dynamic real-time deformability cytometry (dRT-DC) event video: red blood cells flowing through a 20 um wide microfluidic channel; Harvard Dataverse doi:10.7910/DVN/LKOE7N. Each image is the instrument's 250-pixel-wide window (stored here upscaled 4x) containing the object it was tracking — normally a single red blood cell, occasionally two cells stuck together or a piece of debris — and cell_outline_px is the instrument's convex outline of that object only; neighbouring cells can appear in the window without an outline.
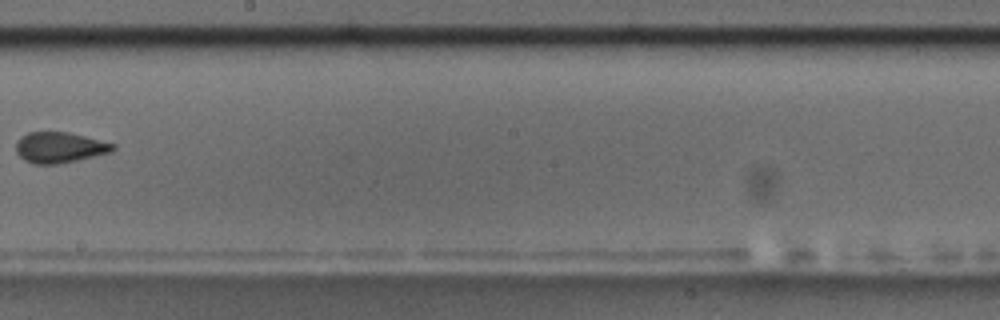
{"species": "common noctule bat (a hibernating species)", "species_latin": "Nyctalus noctula", "temperature_condition": "room temperature", "stored_images_in_passage": 11, "camera_frame_rate_fps": 3000, "um_per_image_px": 0.085, "animal": {"sex": "male", "body_mass_g": 17.5, "forearm_length_mm": 52.3}, "frame": {"image": 1, "passage_image": 7, "time_ms": 7.0, "image_size_px": [1000, 320], "cell_outline_px": [[116, 148], [112, 152], [60, 164], [32, 164], [24, 160], [16, 152], [16, 140], [20, 136], [28, 132], [68, 132], [116, 144]], "centroid_in_image_um": [5.05, 12.54], "position_along_channel_um": 243.1, "area_um2": 17.51}}
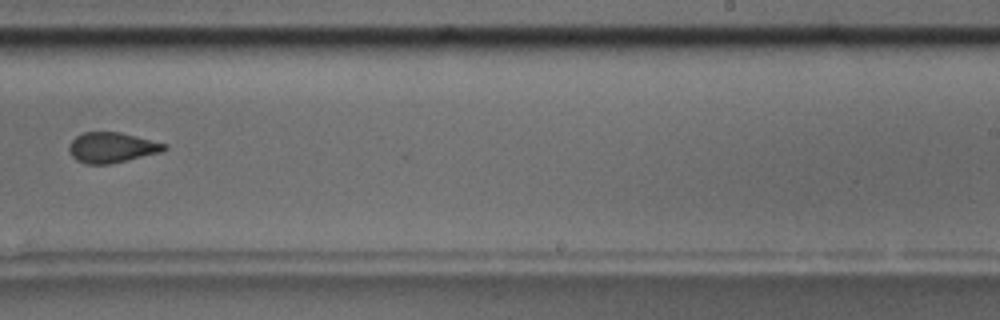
{"frame": {"image": 2, "passage_image": 8, "time_ms": 8.0, "image_size_px": [1000, 320], "cell_outline_px": [[168, 148], [160, 152], [112, 164], [84, 164], [76, 160], [68, 152], [68, 148], [72, 140], [76, 136], [84, 132], [120, 132], [168, 144]], "centroid_in_image_um": [9.49, 12.54], "position_along_channel_um": 279.5, "area_um2": 16.94}}